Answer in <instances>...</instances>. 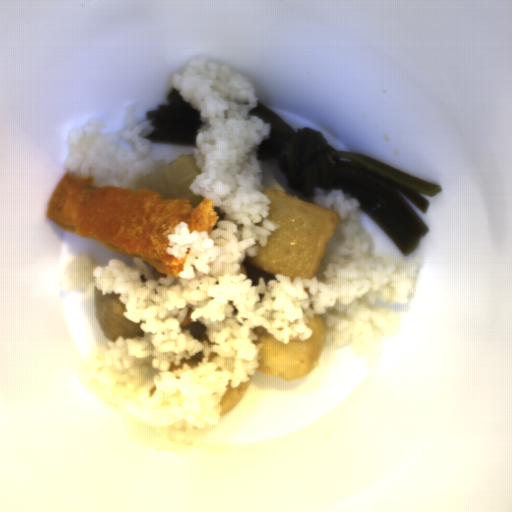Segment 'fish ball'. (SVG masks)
Wrapping results in <instances>:
<instances>
[{
  "mask_svg": "<svg viewBox=\"0 0 512 512\" xmlns=\"http://www.w3.org/2000/svg\"><path fill=\"white\" fill-rule=\"evenodd\" d=\"M262 194L271 202L265 219L281 227L270 231L265 246L256 240L257 255L248 257L246 253V263L275 277H290L292 283L297 277L323 279L321 263L341 222L340 214L281 190L264 188Z\"/></svg>",
  "mask_w": 512,
  "mask_h": 512,
  "instance_id": "obj_1",
  "label": "fish ball"
},
{
  "mask_svg": "<svg viewBox=\"0 0 512 512\" xmlns=\"http://www.w3.org/2000/svg\"><path fill=\"white\" fill-rule=\"evenodd\" d=\"M308 326L312 334L301 341L289 339V344L277 341L262 325L253 327L257 340L252 344L263 343L257 359L259 367L254 369L260 374L282 377L287 380H301L310 374L319 364L326 350L327 321L324 314L308 317Z\"/></svg>",
  "mask_w": 512,
  "mask_h": 512,
  "instance_id": "obj_2",
  "label": "fish ball"
},
{
  "mask_svg": "<svg viewBox=\"0 0 512 512\" xmlns=\"http://www.w3.org/2000/svg\"><path fill=\"white\" fill-rule=\"evenodd\" d=\"M248 385L249 380L240 382L236 388H232V381L228 379V383L225 385L227 390L219 403L222 408L221 413H218L220 417H224L235 409L244 394L247 392Z\"/></svg>",
  "mask_w": 512,
  "mask_h": 512,
  "instance_id": "obj_3",
  "label": "fish ball"
}]
</instances>
